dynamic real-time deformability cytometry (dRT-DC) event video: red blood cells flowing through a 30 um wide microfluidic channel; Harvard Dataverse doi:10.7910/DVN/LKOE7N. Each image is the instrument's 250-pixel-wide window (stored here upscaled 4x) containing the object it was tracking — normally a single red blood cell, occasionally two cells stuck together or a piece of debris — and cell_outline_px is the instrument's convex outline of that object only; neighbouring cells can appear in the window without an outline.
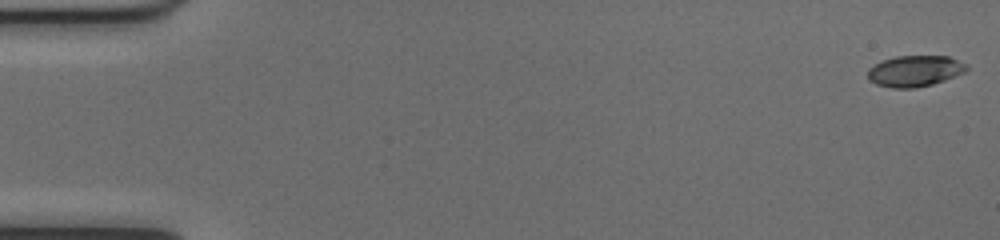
{"species": "common noctule bat (a hibernating species)", "species_latin": "Nyctalus noctula", "temperature_condition": "cold", "stored_images_in_passage": 51, "camera_frame_rate_fps": 3000, "um_per_image_px": 0.085, "animal": {"sex": "female", "body_mass_g": 17.0, "forearm_length_mm": 48.0}, "frame": {"image": 1, "passage_image": 1, "time_ms": 0.0, "image_size_px": [1000, 240], "cell_outline_px": [[968, 68], [964, 72], [944, 80], [932, 84], [916, 88], [892, 88], [876, 84], [868, 80], [868, 68], [884, 60], [896, 56], [948, 56], [968, 64]], "centroid_in_image_um": [77.76, 6.04], "position_along_channel_um": 7.2, "area_um2": 17.86}}
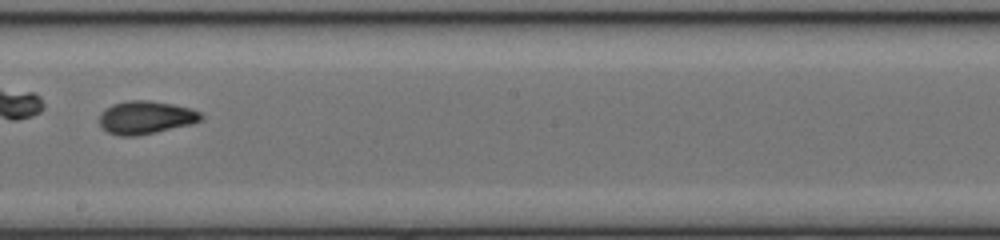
{"frame": {"image": 2, "passage_image": 30, "time_ms": 9.667, "image_size_px": [1000, 240], "cell_outline_px": [[204, 120], [192, 124], [156, 132], [136, 136], [120, 136], [108, 132], [100, 124], [100, 112], [104, 108], [112, 104], [128, 100], [148, 100], [172, 104], [192, 108], [200, 112], [204, 116]], "centroid_in_image_um": [12.42, 9.98], "position_along_channel_um": 235.8, "area_um2": 19.77}, "authors_computed_cell_mechanics": {"area_um2": 19.3052, "velocity_mm_per_s": 4.0275, "shape_relaxation_time_tau1_ms": 10.1427, "shape_relaxation_time_tau2_ms": 2.3098, "deformation_change_tau1": 0.3619, "deformation_change_tau2": 0.0729}}